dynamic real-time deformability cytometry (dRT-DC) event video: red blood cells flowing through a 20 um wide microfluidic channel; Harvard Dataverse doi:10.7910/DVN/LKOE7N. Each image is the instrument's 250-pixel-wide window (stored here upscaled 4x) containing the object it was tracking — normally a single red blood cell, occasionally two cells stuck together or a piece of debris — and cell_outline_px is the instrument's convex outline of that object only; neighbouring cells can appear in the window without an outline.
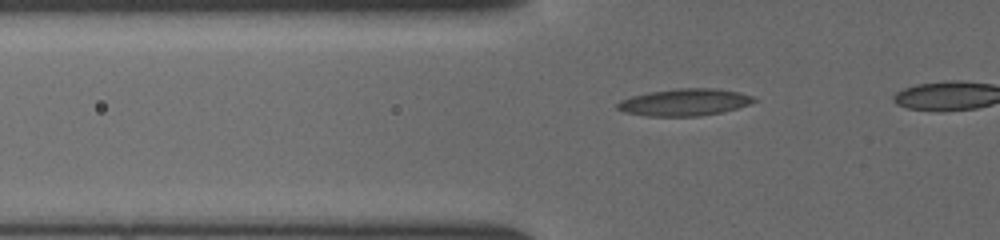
{"species": "common noctule bat (a hibernating species)", "species_latin": "Nyctalus noctula", "temperature_condition": "cold", "stored_images_in_passage": 21, "camera_frame_rate_fps": 3000, "um_per_image_px": 0.085, "animal": {"sex": "female", "body_mass_g": 19.5, "forearm_length_mm": 54.1}, "frame": {"image": 1, "passage_image": 9, "time_ms": 2.667, "image_size_px": [1000, 240], "cell_outline_px": [[760, 100], [736, 108], [720, 112], [700, 116], [648, 116], [624, 112], [616, 108], [616, 104], [620, 100], [632, 96], [648, 92], [676, 88], [712, 88], [736, 92], [752, 96]], "centroid_in_image_um": [58.15, 8.69], "position_along_channel_um": 67.7, "area_um2": 21.39}}
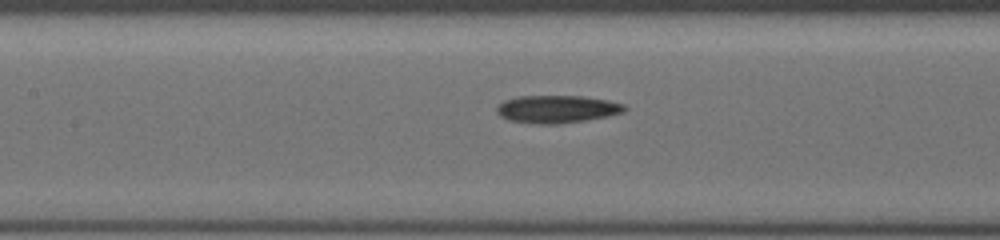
{"frame": {"image": 2, "passage_image": 16, "time_ms": 5.0, "image_size_px": [1000, 240], "cell_outline_px": [[628, 108], [624, 112], [608, 116], [560, 124], [532, 124], [508, 120], [500, 116], [496, 112], [496, 108], [504, 100], [516, 96], [580, 96], [608, 100], [624, 104]], "centroid_in_image_um": [47.32, 9.28], "position_along_channel_um": 160.1, "area_um2": 20.75}}
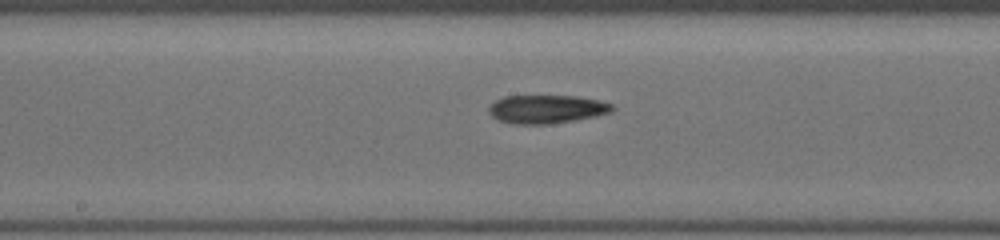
{"frame": {"image": 3, "passage_image": 19, "time_ms": 6.0, "image_size_px": [1000, 240], "cell_outline_px": [[616, 108], [612, 112], [596, 116], [548, 124], [512, 124], [500, 120], [492, 116], [488, 112], [488, 108], [496, 100], [504, 96], [576, 96], [600, 100], [612, 104]], "centroid_in_image_um": [46.48, 9.27], "position_along_channel_um": 201.7, "area_um2": 20.4}}